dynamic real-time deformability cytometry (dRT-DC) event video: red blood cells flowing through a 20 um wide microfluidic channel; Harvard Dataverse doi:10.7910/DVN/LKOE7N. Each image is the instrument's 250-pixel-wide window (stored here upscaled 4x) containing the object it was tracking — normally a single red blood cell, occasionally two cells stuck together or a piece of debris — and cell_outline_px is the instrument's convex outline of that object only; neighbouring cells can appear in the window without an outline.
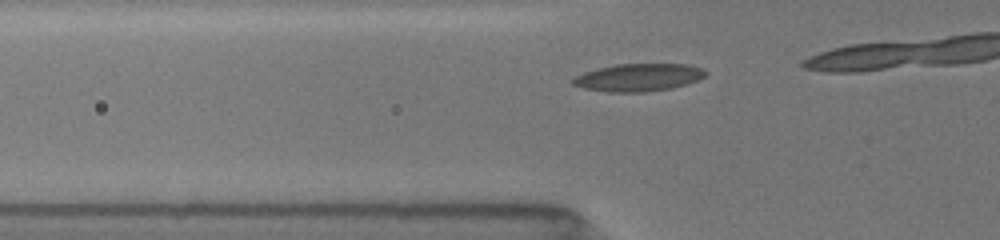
{"species": "common noctule bat (a hibernating species)", "species_latin": "Nyctalus noctula", "temperature_condition": "room temperature", "stored_images_in_passage": 11, "camera_frame_rate_fps": 3000, "um_per_image_px": 0.085, "animal": {"sex": "female", "body_mass_g": 19.5, "forearm_length_mm": 54.1}, "frame": {"image": 1, "passage_image": 6, "time_ms": 0.667, "image_size_px": [1000, 240], "cell_outline_px": [[704, 76], [696, 80], [672, 88], [644, 92], [608, 92], [584, 88], [572, 84], [568, 80], [572, 76], [584, 72], [616, 64], [688, 64], [700, 68], [704, 72]], "centroid_in_image_um": [54.17, 6.58], "position_along_channel_um": 71.6, "area_um2": 21.21}}